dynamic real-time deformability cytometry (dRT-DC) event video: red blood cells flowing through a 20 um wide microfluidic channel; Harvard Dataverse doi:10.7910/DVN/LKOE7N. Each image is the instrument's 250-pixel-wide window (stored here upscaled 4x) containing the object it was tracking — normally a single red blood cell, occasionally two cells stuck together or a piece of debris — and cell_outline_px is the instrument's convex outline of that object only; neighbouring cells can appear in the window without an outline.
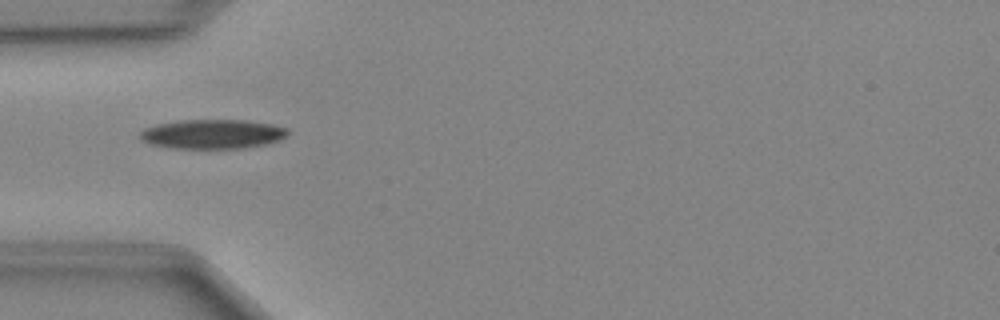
{"species": "Egyptian fruit bat (a non-hibernating species)", "species_latin": "Rousettus aegyptiacus", "temperature_condition": "cold", "stored_images_in_passage": 35, "camera_frame_rate_fps": 3000, "um_per_image_px": 0.085, "animal": {"sex": "female"}, "frame": {"image": 1, "passage_image": 2, "time_ms": 0.333, "image_size_px": [1000, 320], "cell_outline_px": [[288, 136], [280, 140], [268, 144], [244, 148], [172, 148], [148, 144], [140, 140], [140, 132], [144, 128], [156, 124], [180, 120], [244, 120], [272, 124], [288, 128]], "centroid_in_image_um": [18.06, 11.4], "position_along_channel_um": 66.9, "area_um2": 25.55}}
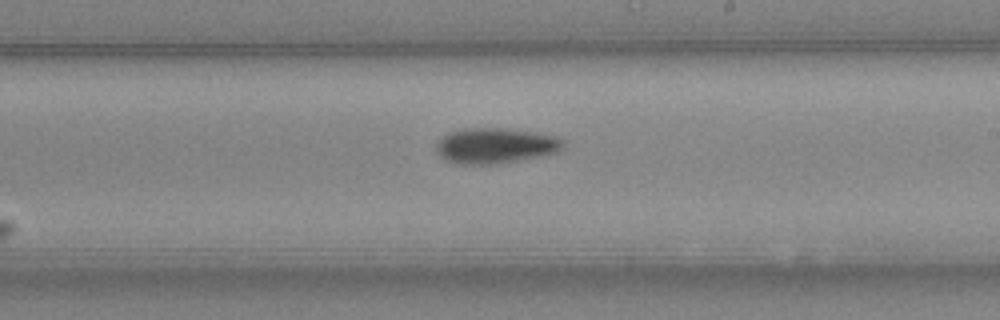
{"frame": {"image": 2, "passage_image": 15, "time_ms": 4.667, "image_size_px": [1000, 320], "cell_outline_px": [[564, 144], [556, 152], [516, 160], [488, 164], [456, 164], [440, 156], [436, 152], [436, 140], [448, 132], [464, 128], [500, 128], [532, 132], [556, 136], [564, 140]], "centroid_in_image_um": [42.02, 12.36], "position_along_channel_um": 247.0, "area_um2": 25.89}}
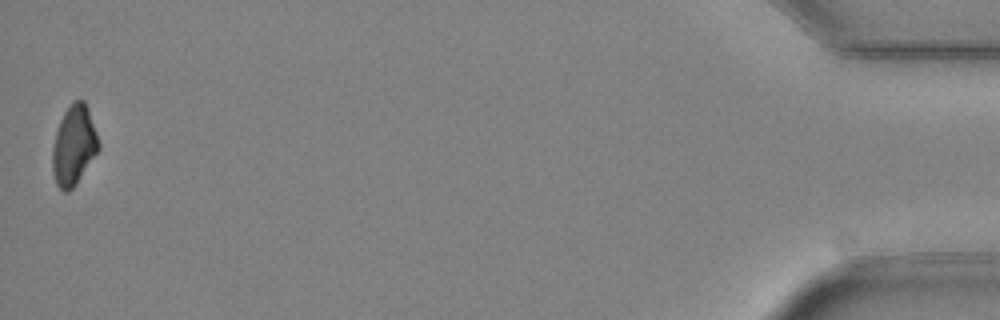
{"frame": {"image": 3, "passage_image": 35, "time_ms": 11.333, "image_size_px": [1000, 320], "cell_outline_px": [[100, 148], [76, 184], [68, 192], [64, 192], [56, 184], [52, 172], [52, 148], [56, 132], [60, 120], [64, 112], [72, 100], [84, 100], [88, 108], [100, 144]], "centroid_in_image_um": [6.27, 12.35], "position_along_channel_um": 428.9, "area_um2": 21.44}}